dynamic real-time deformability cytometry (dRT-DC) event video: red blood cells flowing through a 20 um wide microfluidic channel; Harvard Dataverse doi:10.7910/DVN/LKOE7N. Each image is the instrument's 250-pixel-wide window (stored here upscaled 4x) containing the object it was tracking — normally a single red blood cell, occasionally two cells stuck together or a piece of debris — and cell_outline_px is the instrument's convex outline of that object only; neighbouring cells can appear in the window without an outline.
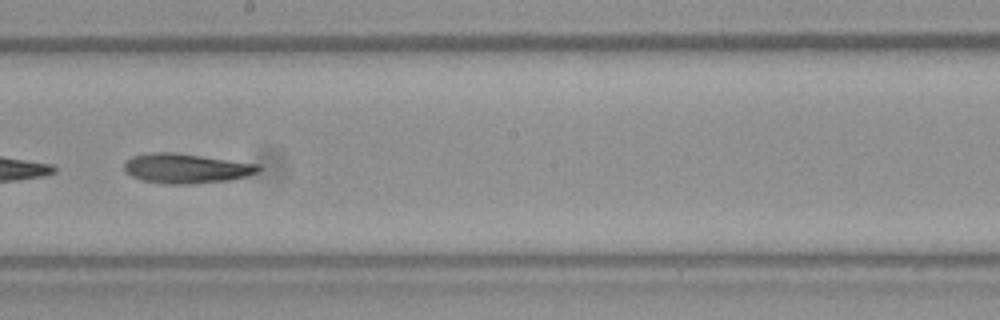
{"species": "Egyptian fruit bat (a non-hibernating species)", "species_latin": "Rousettus aegyptiacus", "temperature_condition": "room temperature", "stored_images_in_passage": 33, "camera_frame_rate_fps": 3000, "um_per_image_px": 0.085, "frame": {"image": 1, "passage_image": 15, "time_ms": 4.667, "image_size_px": [1000, 320], "cell_outline_px": [[264, 168], [248, 176], [228, 180], [184, 184], [172, 184], [144, 180], [132, 176], [124, 172], [124, 164], [132, 156], [152, 152], [176, 152], [260, 164]], "centroid_in_image_um": [15.85, 14.29], "position_along_channel_um": 232.3, "area_um2": 23.18}}